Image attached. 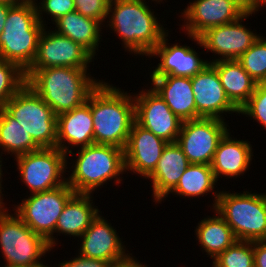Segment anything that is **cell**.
I'll list each match as a JSON object with an SVG mask.
<instances>
[{
    "mask_svg": "<svg viewBox=\"0 0 266 267\" xmlns=\"http://www.w3.org/2000/svg\"><path fill=\"white\" fill-rule=\"evenodd\" d=\"M145 1L110 0L108 4L106 27L118 34L122 47L134 56H148L168 32ZM152 1L162 3L160 0Z\"/></svg>",
    "mask_w": 266,
    "mask_h": 267,
    "instance_id": "6da1fadb",
    "label": "cell"
},
{
    "mask_svg": "<svg viewBox=\"0 0 266 267\" xmlns=\"http://www.w3.org/2000/svg\"><path fill=\"white\" fill-rule=\"evenodd\" d=\"M94 144L125 149L133 123L135 105L131 93L102 80L90 93Z\"/></svg>",
    "mask_w": 266,
    "mask_h": 267,
    "instance_id": "7a4b0ae2",
    "label": "cell"
},
{
    "mask_svg": "<svg viewBox=\"0 0 266 267\" xmlns=\"http://www.w3.org/2000/svg\"><path fill=\"white\" fill-rule=\"evenodd\" d=\"M26 84L48 104L56 115L85 103L98 86L87 69L49 67L25 72Z\"/></svg>",
    "mask_w": 266,
    "mask_h": 267,
    "instance_id": "3957f363",
    "label": "cell"
},
{
    "mask_svg": "<svg viewBox=\"0 0 266 267\" xmlns=\"http://www.w3.org/2000/svg\"><path fill=\"white\" fill-rule=\"evenodd\" d=\"M76 153L77 159L69 168L73 169L72 173L67 177V184L75 193L93 195L98 187L113 179L117 185L122 183L120 174L126 173L124 149L114 145L92 144L79 148Z\"/></svg>",
    "mask_w": 266,
    "mask_h": 267,
    "instance_id": "277c9868",
    "label": "cell"
},
{
    "mask_svg": "<svg viewBox=\"0 0 266 267\" xmlns=\"http://www.w3.org/2000/svg\"><path fill=\"white\" fill-rule=\"evenodd\" d=\"M44 28L33 0L12 5L0 35V59L16 64L26 72L36 57Z\"/></svg>",
    "mask_w": 266,
    "mask_h": 267,
    "instance_id": "5b68a950",
    "label": "cell"
},
{
    "mask_svg": "<svg viewBox=\"0 0 266 267\" xmlns=\"http://www.w3.org/2000/svg\"><path fill=\"white\" fill-rule=\"evenodd\" d=\"M220 191L215 210L237 240H266V193Z\"/></svg>",
    "mask_w": 266,
    "mask_h": 267,
    "instance_id": "8992f818",
    "label": "cell"
},
{
    "mask_svg": "<svg viewBox=\"0 0 266 267\" xmlns=\"http://www.w3.org/2000/svg\"><path fill=\"white\" fill-rule=\"evenodd\" d=\"M8 211L4 206L0 209V249L6 264L50 267L41 261V257L52 250L48 241L32 231L15 213Z\"/></svg>",
    "mask_w": 266,
    "mask_h": 267,
    "instance_id": "52a82bcc",
    "label": "cell"
},
{
    "mask_svg": "<svg viewBox=\"0 0 266 267\" xmlns=\"http://www.w3.org/2000/svg\"><path fill=\"white\" fill-rule=\"evenodd\" d=\"M40 148H55L57 115L52 108L27 84L3 107Z\"/></svg>",
    "mask_w": 266,
    "mask_h": 267,
    "instance_id": "ba28073f",
    "label": "cell"
},
{
    "mask_svg": "<svg viewBox=\"0 0 266 267\" xmlns=\"http://www.w3.org/2000/svg\"><path fill=\"white\" fill-rule=\"evenodd\" d=\"M74 194L75 191L66 182L52 190L29 194L21 203L13 205V211L32 231L43 236L53 249L58 246V239L53 236L56 223Z\"/></svg>",
    "mask_w": 266,
    "mask_h": 267,
    "instance_id": "9c48e42d",
    "label": "cell"
},
{
    "mask_svg": "<svg viewBox=\"0 0 266 267\" xmlns=\"http://www.w3.org/2000/svg\"><path fill=\"white\" fill-rule=\"evenodd\" d=\"M17 171L30 194L52 190L67 182V155L57 147L41 148L15 157Z\"/></svg>",
    "mask_w": 266,
    "mask_h": 267,
    "instance_id": "30bf717a",
    "label": "cell"
},
{
    "mask_svg": "<svg viewBox=\"0 0 266 267\" xmlns=\"http://www.w3.org/2000/svg\"><path fill=\"white\" fill-rule=\"evenodd\" d=\"M252 14L255 15V12L249 9L234 22L210 28L200 37L191 35L187 37L197 42L198 46H201L202 49H207L206 53L211 52L218 55V58L216 56L209 63L221 60H237L260 36V34L257 35L253 30L251 31L250 28H246L241 23L248 19L249 16H252Z\"/></svg>",
    "mask_w": 266,
    "mask_h": 267,
    "instance_id": "8fae6325",
    "label": "cell"
},
{
    "mask_svg": "<svg viewBox=\"0 0 266 267\" xmlns=\"http://www.w3.org/2000/svg\"><path fill=\"white\" fill-rule=\"evenodd\" d=\"M250 9L248 0H194L181 13L185 35L200 37L208 29L238 20Z\"/></svg>",
    "mask_w": 266,
    "mask_h": 267,
    "instance_id": "7c38bea8",
    "label": "cell"
},
{
    "mask_svg": "<svg viewBox=\"0 0 266 267\" xmlns=\"http://www.w3.org/2000/svg\"><path fill=\"white\" fill-rule=\"evenodd\" d=\"M227 124L216 118L183 121L176 143L190 164H211L219 141L229 131Z\"/></svg>",
    "mask_w": 266,
    "mask_h": 267,
    "instance_id": "4fadbf2b",
    "label": "cell"
},
{
    "mask_svg": "<svg viewBox=\"0 0 266 267\" xmlns=\"http://www.w3.org/2000/svg\"><path fill=\"white\" fill-rule=\"evenodd\" d=\"M44 28L39 38L36 57L28 70L49 67H73L88 69L95 58L80 44L69 37Z\"/></svg>",
    "mask_w": 266,
    "mask_h": 267,
    "instance_id": "5bb4252c",
    "label": "cell"
},
{
    "mask_svg": "<svg viewBox=\"0 0 266 267\" xmlns=\"http://www.w3.org/2000/svg\"><path fill=\"white\" fill-rule=\"evenodd\" d=\"M135 122L168 143L177 142L183 121L166 102L151 88L133 95Z\"/></svg>",
    "mask_w": 266,
    "mask_h": 267,
    "instance_id": "9a60e30c",
    "label": "cell"
},
{
    "mask_svg": "<svg viewBox=\"0 0 266 267\" xmlns=\"http://www.w3.org/2000/svg\"><path fill=\"white\" fill-rule=\"evenodd\" d=\"M191 83L198 118L226 120L223 113L239 114V110L228 99L217 70L211 64L193 76Z\"/></svg>",
    "mask_w": 266,
    "mask_h": 267,
    "instance_id": "2e32d148",
    "label": "cell"
},
{
    "mask_svg": "<svg viewBox=\"0 0 266 267\" xmlns=\"http://www.w3.org/2000/svg\"><path fill=\"white\" fill-rule=\"evenodd\" d=\"M169 31L162 37L160 43L150 52L148 57L160 58V62L149 74V76H180L192 78L202 71L209 60L201 59L193 47L175 43H168Z\"/></svg>",
    "mask_w": 266,
    "mask_h": 267,
    "instance_id": "e0dca14e",
    "label": "cell"
},
{
    "mask_svg": "<svg viewBox=\"0 0 266 267\" xmlns=\"http://www.w3.org/2000/svg\"><path fill=\"white\" fill-rule=\"evenodd\" d=\"M167 144V141L134 122L124 149L126 172L147 178L154 171Z\"/></svg>",
    "mask_w": 266,
    "mask_h": 267,
    "instance_id": "ac0fdd59",
    "label": "cell"
},
{
    "mask_svg": "<svg viewBox=\"0 0 266 267\" xmlns=\"http://www.w3.org/2000/svg\"><path fill=\"white\" fill-rule=\"evenodd\" d=\"M100 213L102 212L98 213L90 227L78 238L81 241L78 254L85 258L115 263L129 251H126L116 228L114 229Z\"/></svg>",
    "mask_w": 266,
    "mask_h": 267,
    "instance_id": "d6986e66",
    "label": "cell"
},
{
    "mask_svg": "<svg viewBox=\"0 0 266 267\" xmlns=\"http://www.w3.org/2000/svg\"><path fill=\"white\" fill-rule=\"evenodd\" d=\"M93 118L90 110V95L85 103L71 111L57 115L56 147L67 155H74L73 147L94 144ZM72 148H70V147Z\"/></svg>",
    "mask_w": 266,
    "mask_h": 267,
    "instance_id": "ffe728a7",
    "label": "cell"
},
{
    "mask_svg": "<svg viewBox=\"0 0 266 267\" xmlns=\"http://www.w3.org/2000/svg\"><path fill=\"white\" fill-rule=\"evenodd\" d=\"M150 86L182 121L198 119L191 78L150 76Z\"/></svg>",
    "mask_w": 266,
    "mask_h": 267,
    "instance_id": "44dd1931",
    "label": "cell"
},
{
    "mask_svg": "<svg viewBox=\"0 0 266 267\" xmlns=\"http://www.w3.org/2000/svg\"><path fill=\"white\" fill-rule=\"evenodd\" d=\"M231 136L229 130L219 141L210 164L217 181L221 176L227 178L243 176L249 170L254 156L252 145L248 140H238Z\"/></svg>",
    "mask_w": 266,
    "mask_h": 267,
    "instance_id": "7402d4cb",
    "label": "cell"
},
{
    "mask_svg": "<svg viewBox=\"0 0 266 267\" xmlns=\"http://www.w3.org/2000/svg\"><path fill=\"white\" fill-rule=\"evenodd\" d=\"M189 165V160L176 142L166 145L154 171L147 177L152 181L151 191L155 203L161 202L177 185Z\"/></svg>",
    "mask_w": 266,
    "mask_h": 267,
    "instance_id": "603a6c76",
    "label": "cell"
},
{
    "mask_svg": "<svg viewBox=\"0 0 266 267\" xmlns=\"http://www.w3.org/2000/svg\"><path fill=\"white\" fill-rule=\"evenodd\" d=\"M91 194L75 193L66 203L56 223L55 233L79 238L100 212ZM92 199V200H91Z\"/></svg>",
    "mask_w": 266,
    "mask_h": 267,
    "instance_id": "cb8c5ba5",
    "label": "cell"
},
{
    "mask_svg": "<svg viewBox=\"0 0 266 267\" xmlns=\"http://www.w3.org/2000/svg\"><path fill=\"white\" fill-rule=\"evenodd\" d=\"M210 64L217 70L228 99L240 110L255 91L257 83L237 60H221Z\"/></svg>",
    "mask_w": 266,
    "mask_h": 267,
    "instance_id": "d4e9b609",
    "label": "cell"
},
{
    "mask_svg": "<svg viewBox=\"0 0 266 267\" xmlns=\"http://www.w3.org/2000/svg\"><path fill=\"white\" fill-rule=\"evenodd\" d=\"M52 24L55 32L69 37L74 42L84 47L94 58L97 56L103 25L91 18L74 11L61 16ZM57 28V29H56Z\"/></svg>",
    "mask_w": 266,
    "mask_h": 267,
    "instance_id": "484cf974",
    "label": "cell"
},
{
    "mask_svg": "<svg viewBox=\"0 0 266 267\" xmlns=\"http://www.w3.org/2000/svg\"><path fill=\"white\" fill-rule=\"evenodd\" d=\"M213 212L216 216L205 217L198 222L195 229L199 246L211 259L216 258L237 240L225 219L217 210L214 209Z\"/></svg>",
    "mask_w": 266,
    "mask_h": 267,
    "instance_id": "4316f807",
    "label": "cell"
},
{
    "mask_svg": "<svg viewBox=\"0 0 266 267\" xmlns=\"http://www.w3.org/2000/svg\"><path fill=\"white\" fill-rule=\"evenodd\" d=\"M217 180L213 174L212 167L207 164H190L177 185L161 200H166L169 194L177 195L182 198H196L208 195L210 192L214 201L212 203V210L215 209L220 190H214ZM215 191V192H214Z\"/></svg>",
    "mask_w": 266,
    "mask_h": 267,
    "instance_id": "83f0119b",
    "label": "cell"
},
{
    "mask_svg": "<svg viewBox=\"0 0 266 267\" xmlns=\"http://www.w3.org/2000/svg\"><path fill=\"white\" fill-rule=\"evenodd\" d=\"M0 149L14 157L41 149L3 108H0Z\"/></svg>",
    "mask_w": 266,
    "mask_h": 267,
    "instance_id": "f1b7e54d",
    "label": "cell"
},
{
    "mask_svg": "<svg viewBox=\"0 0 266 267\" xmlns=\"http://www.w3.org/2000/svg\"><path fill=\"white\" fill-rule=\"evenodd\" d=\"M237 61L258 83H266V38L262 35Z\"/></svg>",
    "mask_w": 266,
    "mask_h": 267,
    "instance_id": "f546056e",
    "label": "cell"
},
{
    "mask_svg": "<svg viewBox=\"0 0 266 267\" xmlns=\"http://www.w3.org/2000/svg\"><path fill=\"white\" fill-rule=\"evenodd\" d=\"M212 267H254V241L236 240L213 259Z\"/></svg>",
    "mask_w": 266,
    "mask_h": 267,
    "instance_id": "4dcf8cb0",
    "label": "cell"
},
{
    "mask_svg": "<svg viewBox=\"0 0 266 267\" xmlns=\"http://www.w3.org/2000/svg\"><path fill=\"white\" fill-rule=\"evenodd\" d=\"M25 84V72L16 64L0 59V108H3Z\"/></svg>",
    "mask_w": 266,
    "mask_h": 267,
    "instance_id": "1f68e13d",
    "label": "cell"
},
{
    "mask_svg": "<svg viewBox=\"0 0 266 267\" xmlns=\"http://www.w3.org/2000/svg\"><path fill=\"white\" fill-rule=\"evenodd\" d=\"M254 119L266 129V83H258L247 103L239 110V115Z\"/></svg>",
    "mask_w": 266,
    "mask_h": 267,
    "instance_id": "d6a6232c",
    "label": "cell"
},
{
    "mask_svg": "<svg viewBox=\"0 0 266 267\" xmlns=\"http://www.w3.org/2000/svg\"><path fill=\"white\" fill-rule=\"evenodd\" d=\"M33 1L36 6L38 20L44 26H47V24L45 23L46 21L43 15H47V17L49 15L51 22H55L61 16L75 11L74 0H41L39 3H37L38 0Z\"/></svg>",
    "mask_w": 266,
    "mask_h": 267,
    "instance_id": "836d02e7",
    "label": "cell"
},
{
    "mask_svg": "<svg viewBox=\"0 0 266 267\" xmlns=\"http://www.w3.org/2000/svg\"><path fill=\"white\" fill-rule=\"evenodd\" d=\"M110 0H74L75 11L81 15L100 22L103 27L108 16Z\"/></svg>",
    "mask_w": 266,
    "mask_h": 267,
    "instance_id": "e575fe53",
    "label": "cell"
},
{
    "mask_svg": "<svg viewBox=\"0 0 266 267\" xmlns=\"http://www.w3.org/2000/svg\"><path fill=\"white\" fill-rule=\"evenodd\" d=\"M76 256L69 261L59 263L58 267H107L110 264L104 260L85 258L79 254Z\"/></svg>",
    "mask_w": 266,
    "mask_h": 267,
    "instance_id": "d590c367",
    "label": "cell"
},
{
    "mask_svg": "<svg viewBox=\"0 0 266 267\" xmlns=\"http://www.w3.org/2000/svg\"><path fill=\"white\" fill-rule=\"evenodd\" d=\"M254 267H266V240L254 241Z\"/></svg>",
    "mask_w": 266,
    "mask_h": 267,
    "instance_id": "8d00e7d4",
    "label": "cell"
},
{
    "mask_svg": "<svg viewBox=\"0 0 266 267\" xmlns=\"http://www.w3.org/2000/svg\"><path fill=\"white\" fill-rule=\"evenodd\" d=\"M131 255V256H130ZM149 265L142 264L135 259V256H132L131 253H128L124 258L119 259V267H147Z\"/></svg>",
    "mask_w": 266,
    "mask_h": 267,
    "instance_id": "74e56055",
    "label": "cell"
},
{
    "mask_svg": "<svg viewBox=\"0 0 266 267\" xmlns=\"http://www.w3.org/2000/svg\"><path fill=\"white\" fill-rule=\"evenodd\" d=\"M12 5L6 3H0V35L3 32L4 24L8 14V10Z\"/></svg>",
    "mask_w": 266,
    "mask_h": 267,
    "instance_id": "f35d334b",
    "label": "cell"
},
{
    "mask_svg": "<svg viewBox=\"0 0 266 267\" xmlns=\"http://www.w3.org/2000/svg\"><path fill=\"white\" fill-rule=\"evenodd\" d=\"M262 7H266V0H251L250 9L255 13L260 11Z\"/></svg>",
    "mask_w": 266,
    "mask_h": 267,
    "instance_id": "ab89813d",
    "label": "cell"
},
{
    "mask_svg": "<svg viewBox=\"0 0 266 267\" xmlns=\"http://www.w3.org/2000/svg\"><path fill=\"white\" fill-rule=\"evenodd\" d=\"M28 1H30V0H0V3H6L9 5H20V4L26 3Z\"/></svg>",
    "mask_w": 266,
    "mask_h": 267,
    "instance_id": "60d3db41",
    "label": "cell"
},
{
    "mask_svg": "<svg viewBox=\"0 0 266 267\" xmlns=\"http://www.w3.org/2000/svg\"><path fill=\"white\" fill-rule=\"evenodd\" d=\"M2 154H5V153L1 152V154H0V193H1V194H2V192H3L2 190L4 189V188L2 187V186H3V185H2V181H3V180H2V179H3V178H2V176H3V170H2L3 167H2V166H4V165H2V164H3V163H2V158H1V157H2Z\"/></svg>",
    "mask_w": 266,
    "mask_h": 267,
    "instance_id": "b9f144b4",
    "label": "cell"
},
{
    "mask_svg": "<svg viewBox=\"0 0 266 267\" xmlns=\"http://www.w3.org/2000/svg\"><path fill=\"white\" fill-rule=\"evenodd\" d=\"M3 194L0 193V209L3 207V206H6L5 203L3 202Z\"/></svg>",
    "mask_w": 266,
    "mask_h": 267,
    "instance_id": "7bdbcfd3",
    "label": "cell"
},
{
    "mask_svg": "<svg viewBox=\"0 0 266 267\" xmlns=\"http://www.w3.org/2000/svg\"><path fill=\"white\" fill-rule=\"evenodd\" d=\"M107 267H119V260L116 261L115 263L109 264Z\"/></svg>",
    "mask_w": 266,
    "mask_h": 267,
    "instance_id": "ee69618b",
    "label": "cell"
},
{
    "mask_svg": "<svg viewBox=\"0 0 266 267\" xmlns=\"http://www.w3.org/2000/svg\"><path fill=\"white\" fill-rule=\"evenodd\" d=\"M1 267V266H0ZM2 267H18V266H12V265H8V264H5L4 266Z\"/></svg>",
    "mask_w": 266,
    "mask_h": 267,
    "instance_id": "f6af8a7d",
    "label": "cell"
}]
</instances>
